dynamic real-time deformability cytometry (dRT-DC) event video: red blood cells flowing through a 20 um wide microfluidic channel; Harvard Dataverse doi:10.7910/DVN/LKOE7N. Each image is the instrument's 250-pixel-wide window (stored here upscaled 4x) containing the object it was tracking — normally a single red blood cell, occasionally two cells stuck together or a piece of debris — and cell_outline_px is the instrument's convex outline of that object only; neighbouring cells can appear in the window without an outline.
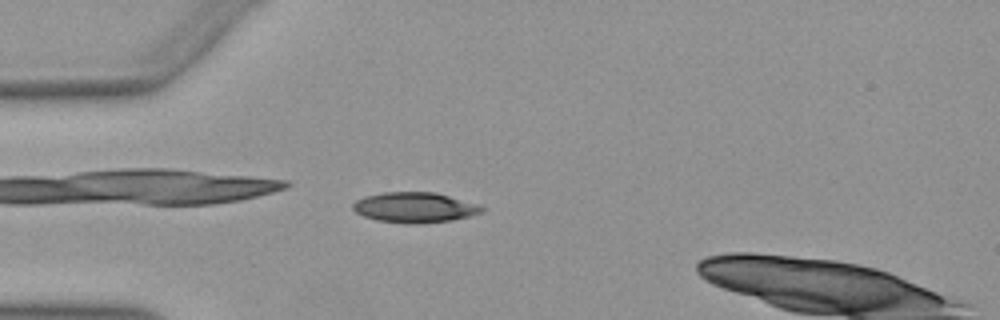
{"species": "Egyptian fruit bat (a non-hibernating species)", "species_latin": "Rousettus aegyptiacus", "temperature_condition": "warm", "stored_images_in_passage": 38, "camera_frame_rate_fps": 3000, "um_per_image_px": 0.085, "animal": {"sex": "female"}, "frame": {"image": 1, "passage_image": 4, "time_ms": 1.0, "image_size_px": [1000, 320], "cell_outline_px": [[484, 212], [452, 220], [416, 224], [404, 224], [376, 220], [364, 216], [356, 212], [352, 208], [352, 204], [356, 200], [364, 196], [384, 192], [436, 192], [476, 204], [484, 208]], "centroid_in_image_um": [35.21, 17.64], "position_along_channel_um": 49.8, "area_um2": 22.77}}
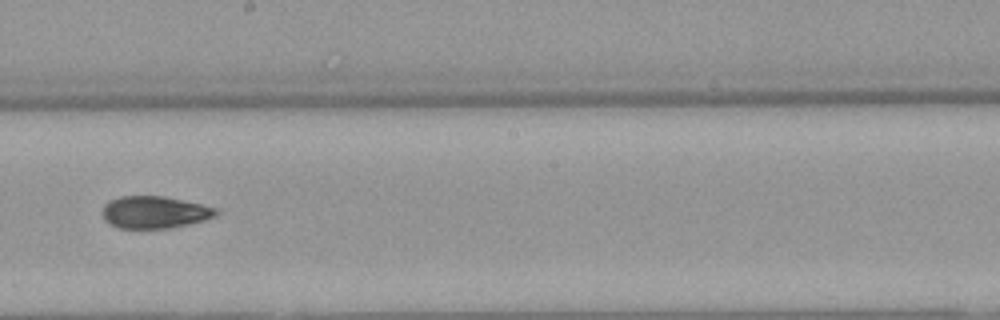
{"frame": {"image": 2, "passage_image": 19, "time_ms": 6.0, "image_size_px": [1000, 320], "cell_outline_px": [[220, 212], [216, 216], [204, 220], [188, 224], [168, 228], [116, 228], [108, 224], [104, 220], [100, 212], [104, 204], [108, 200], [120, 196], [164, 196], [200, 204], [216, 208]], "centroid_in_image_um": [13.07, 18.04], "position_along_channel_um": 235.1, "area_um2": 21.56}}
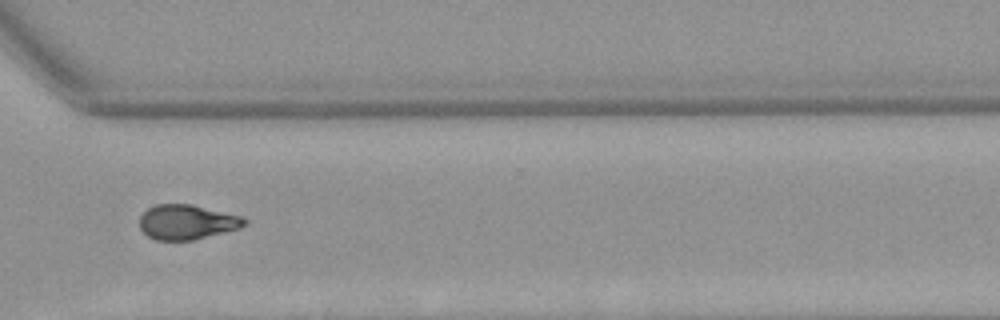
{"frame": {"image": 3, "passage_image": 28, "time_ms": 9.0, "image_size_px": [1000, 320], "cell_outline_px": [[248, 224], [240, 228], [192, 240], [156, 240], [148, 236], [140, 228], [140, 216], [148, 208], [156, 204], [192, 204], [240, 216], [248, 220]], "centroid_in_image_um": [15.89, 18.87], "position_along_channel_um": 354.7, "area_um2": 21.15}, "authors_computed_cell_mechanics": {"area_um2": 21.9351, "velocity_mm_per_s": 3.9756, "shape_relaxation_time_tau1_ms": 5.8424, "shape_relaxation_time_tau2_ms": 2.766, "deformation_change_tau1": 0.1756, "deformation_change_tau2": 0.0799}}